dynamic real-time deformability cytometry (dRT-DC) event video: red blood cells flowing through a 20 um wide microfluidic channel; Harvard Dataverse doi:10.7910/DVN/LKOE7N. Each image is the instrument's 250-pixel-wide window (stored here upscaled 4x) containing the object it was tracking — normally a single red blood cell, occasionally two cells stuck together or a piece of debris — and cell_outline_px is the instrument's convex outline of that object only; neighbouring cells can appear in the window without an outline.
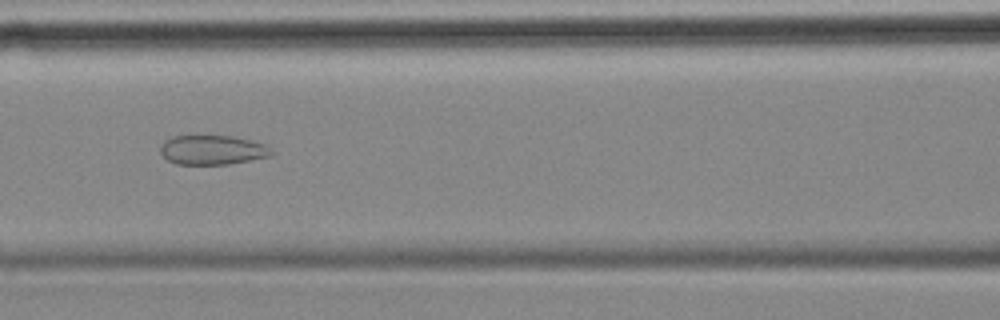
{"species": "common noctule bat (a hibernating species)", "species_latin": "Nyctalus noctula", "temperature_condition": "cold", "stored_images_in_passage": 37, "camera_frame_rate_fps": 3000, "um_per_image_px": 0.085, "animal": {"sex": "female", "body_mass_g": 18.4}, "frame": {"image": 1, "passage_image": 10, "time_ms": 3.0, "image_size_px": [1000, 320], "cell_outline_px": [[272, 152], [268, 156], [228, 164], [176, 164], [168, 160], [160, 152], [160, 144], [164, 140], [172, 136], [232, 136], [264, 144]], "centroid_in_image_um": [17.97, 12.74], "position_along_channel_um": 148.6, "area_um2": 18.73}}
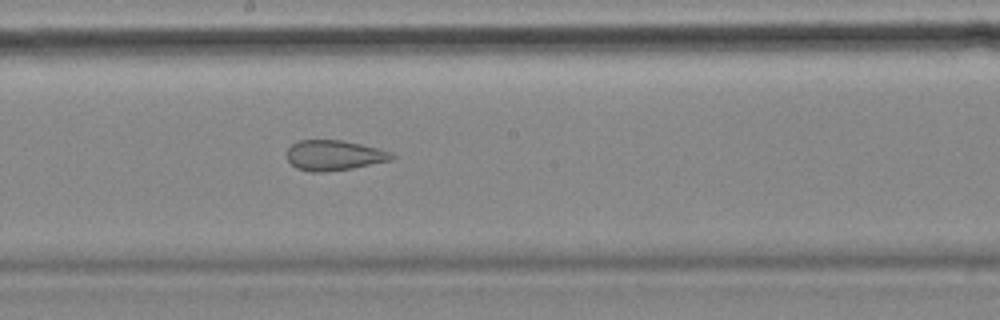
{"frame": {"image": 2, "passage_image": 16, "time_ms": 5.0, "image_size_px": [1000, 320], "cell_outline_px": [[396, 156], [392, 160], [352, 168], [324, 172], [312, 172], [296, 168], [288, 160], [288, 148], [292, 144], [300, 140], [340, 140], [360, 144], [392, 152]], "centroid_in_image_um": [28.41, 13.2], "position_along_channel_um": 219.8, "area_um2": 18.32}}
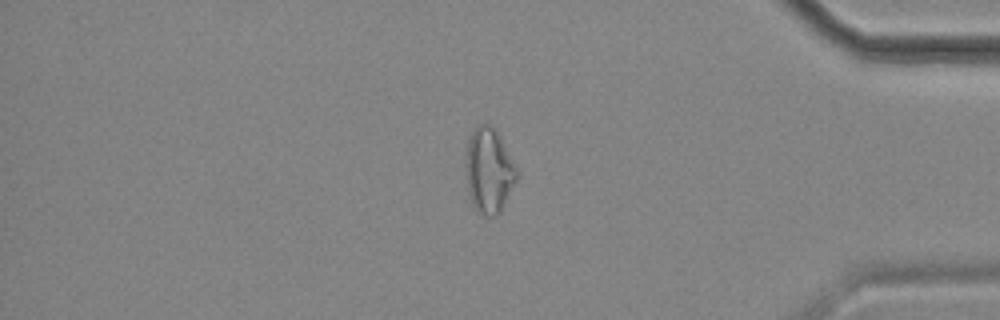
{"frame": {"image": 3, "passage_image": 33, "time_ms": 10.667, "image_size_px": [1000, 320], "cell_outline_px": [[520, 176], [500, 212], [496, 216], [484, 216], [476, 212], [472, 204], [468, 184], [468, 140], [472, 132], [480, 124], [492, 124], [500, 136]], "centroid_in_image_um": [41.61, 14.54], "position_along_channel_um": 393.6, "area_um2": 24.8}}